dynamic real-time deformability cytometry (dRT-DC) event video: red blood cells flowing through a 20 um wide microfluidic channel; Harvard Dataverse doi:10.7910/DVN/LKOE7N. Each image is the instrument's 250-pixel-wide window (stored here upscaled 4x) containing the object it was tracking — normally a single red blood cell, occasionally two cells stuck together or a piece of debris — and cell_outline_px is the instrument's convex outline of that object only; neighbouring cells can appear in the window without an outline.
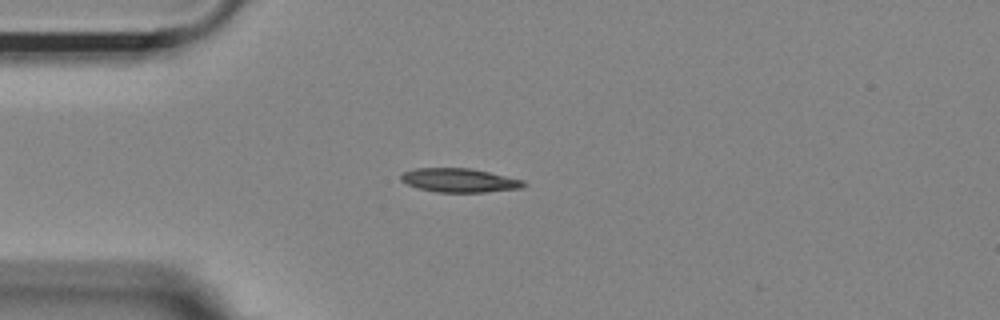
{"species": "Egyptian fruit bat (a non-hibernating species)", "species_latin": "Rousettus aegyptiacus", "temperature_condition": "room temperature", "stored_images_in_passage": 53, "camera_frame_rate_fps": 3000, "um_per_image_px": 0.085, "animal": {"sex": "female"}, "frame": {"image": 1, "passage_image": 13, "time_ms": 4.0, "image_size_px": [1000, 320], "cell_outline_px": [[528, 184], [524, 188], [484, 192], [436, 192], [416, 188], [400, 180], [400, 176], [404, 172], [416, 168], [472, 168], [524, 180]], "centroid_in_image_um": [39.08, 15.33], "position_along_channel_um": 45.9, "area_um2": 17.22}}
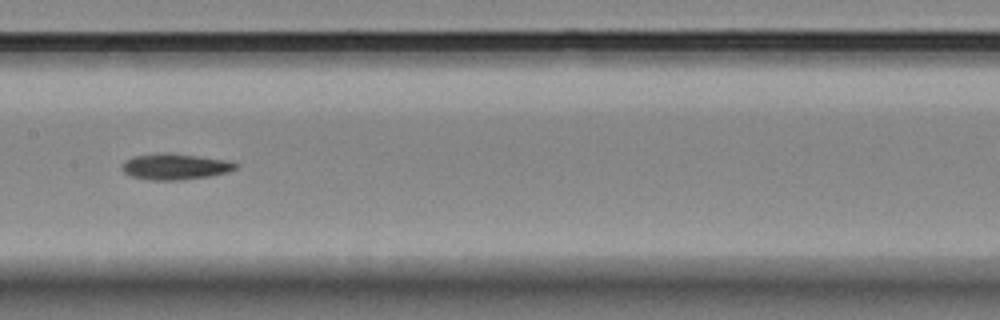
{"frame": {"image": 2, "passage_image": 26, "time_ms": 8.333, "image_size_px": [1000, 320], "cell_outline_px": [[236, 168], [228, 172], [208, 176], [180, 180], [152, 180], [132, 176], [124, 172], [124, 160], [132, 156], [164, 152], [168, 152], [224, 160], [236, 164]], "centroid_in_image_um": [14.84, 14.15], "position_along_channel_um": 192.6, "area_um2": 16.88}}
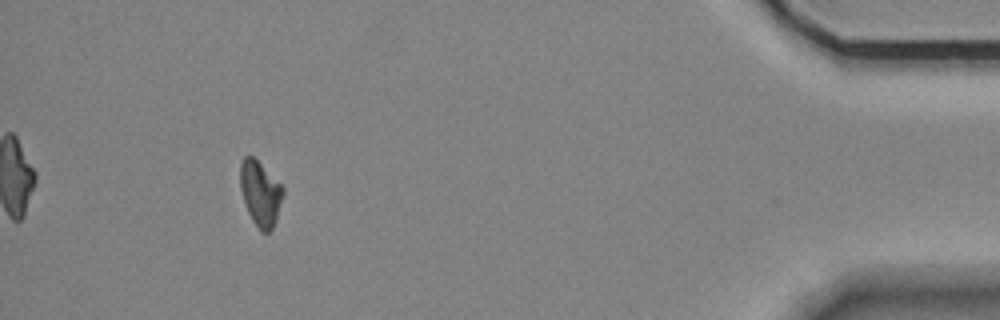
{"frame": {"image": 3, "passage_image": 49, "time_ms": 16.0, "image_size_px": [1000, 320], "cell_outline_px": [[284, 192], [276, 220], [272, 228], [268, 232], [260, 232], [252, 220], [248, 212], [240, 188], [240, 164], [244, 156], [252, 156], [284, 188]], "centroid_in_image_um": [22.12, 16.46], "position_along_channel_um": 413.1, "area_um2": 15.9}, "authors_computed_cell_mechanics": {"area_um2": 16.3574, "velocity_mm_per_s": 3.6814, "shape_relaxation_time_tau1_ms": 5.6024, "shape_relaxation_time_tau2_ms": null, "deformation_change_tau1": 0.1707, "deformation_change_tau2": null}}